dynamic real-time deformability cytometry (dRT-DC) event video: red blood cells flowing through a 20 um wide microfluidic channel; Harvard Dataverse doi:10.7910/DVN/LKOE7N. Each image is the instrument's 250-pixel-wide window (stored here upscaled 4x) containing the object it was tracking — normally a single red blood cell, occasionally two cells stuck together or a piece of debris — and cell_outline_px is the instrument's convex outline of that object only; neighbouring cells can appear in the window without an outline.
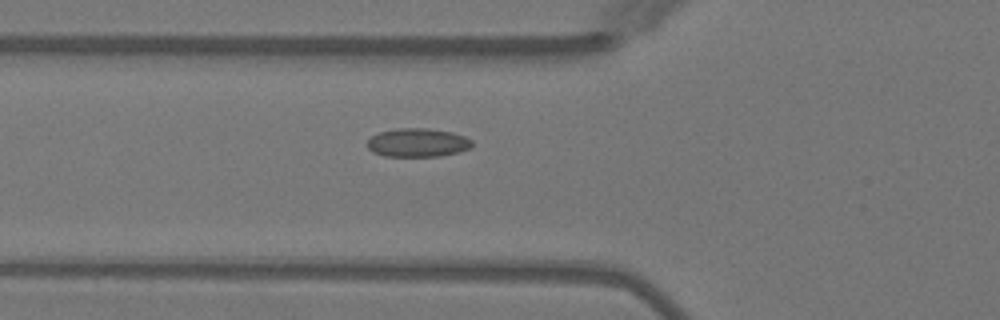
{"species": "Egyptian fruit bat (a non-hibernating species)", "species_latin": "Rousettus aegyptiacus", "temperature_condition": "warm", "stored_images_in_passage": 6, "camera_frame_rate_fps": 3000, "um_per_image_px": 0.085, "animal": {"sex": "female"}, "frame": {"image": 1, "passage_image": 6, "time_ms": 5.667, "image_size_px": [1000, 320], "cell_outline_px": [[472, 144], [468, 148], [460, 152], [440, 156], [384, 156], [372, 152], [368, 148], [368, 140], [372, 136], [380, 132], [396, 128], [424, 128], [452, 132], [464, 136], [472, 140]], "centroid_in_image_um": [35.49, 12.12], "position_along_channel_um": 90.3, "area_um2": 17.4}}